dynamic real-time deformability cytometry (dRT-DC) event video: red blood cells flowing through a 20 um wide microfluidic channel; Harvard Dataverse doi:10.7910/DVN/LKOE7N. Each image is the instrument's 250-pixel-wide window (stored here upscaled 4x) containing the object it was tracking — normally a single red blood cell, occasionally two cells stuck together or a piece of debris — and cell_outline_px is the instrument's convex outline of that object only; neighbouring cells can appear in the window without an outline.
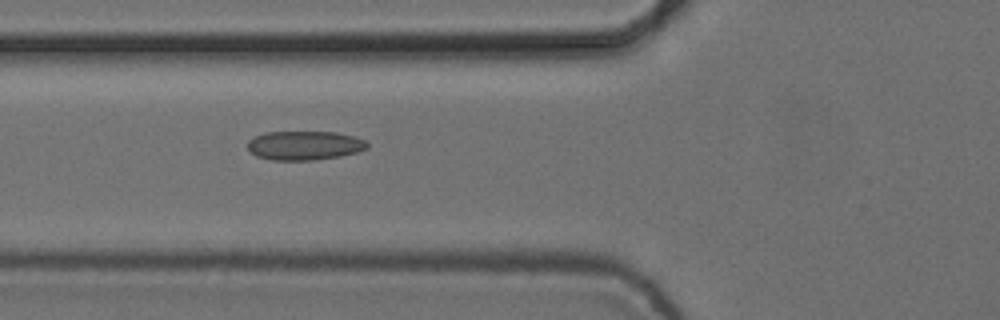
{"species": "common noctule bat (a hibernating species)", "species_latin": "Nyctalus noctula", "temperature_condition": "cold", "stored_images_in_passage": 3, "camera_frame_rate_fps": 3000, "um_per_image_px": 0.085, "animal": {"sex": "female", "body_mass_g": 24.6, "forearm_length_mm": 56.2}, "frame": {"image": 1, "passage_image": 3, "time_ms": 0.667, "image_size_px": [1000, 320], "cell_outline_px": [[368, 148], [356, 152], [340, 156], [316, 160], [272, 160], [256, 156], [248, 148], [248, 140], [264, 132], [336, 132], [352, 136], [364, 140], [368, 144]], "centroid_in_image_um": [25.87, 12.37], "position_along_channel_um": 99.9, "area_um2": 20.17}}